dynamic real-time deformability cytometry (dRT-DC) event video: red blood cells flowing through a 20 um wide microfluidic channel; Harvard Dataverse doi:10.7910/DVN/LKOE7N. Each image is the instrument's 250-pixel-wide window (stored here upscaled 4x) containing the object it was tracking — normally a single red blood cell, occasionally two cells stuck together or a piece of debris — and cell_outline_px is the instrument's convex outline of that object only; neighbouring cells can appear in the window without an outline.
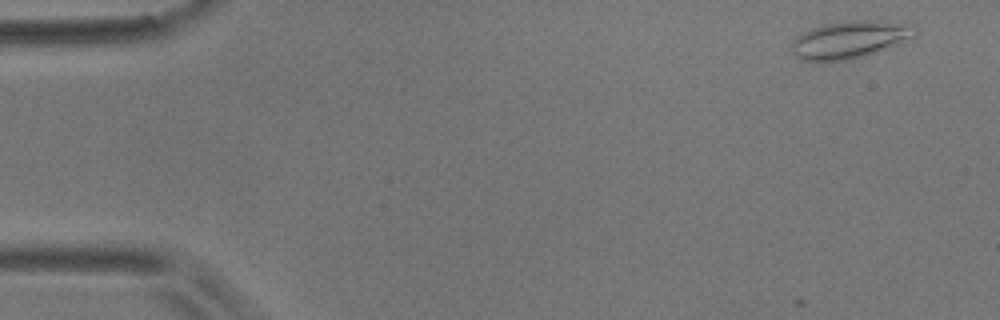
{"species": "common noctule bat (a hibernating species)", "species_latin": "Nyctalus noctula", "temperature_condition": "room temperature", "stored_images_in_passage": 6, "camera_frame_rate_fps": 3000, "um_per_image_px": 0.085, "animal": {"sex": "male", "body_mass_g": 17.9}, "frame": {"image": 1, "passage_image": 1, "time_ms": 0.0, "image_size_px": [1000, 320], "cell_outline_px": [[916, 32], [912, 36], [896, 44], [876, 52], [864, 56], [848, 60], [800, 60], [792, 52], [792, 40], [796, 36], [812, 28], [824, 24], [848, 20], [880, 20], [912, 24], [916, 28]], "centroid_in_image_um": [72.21, 3.34], "position_along_channel_um": 12.8, "area_um2": 26.65}}